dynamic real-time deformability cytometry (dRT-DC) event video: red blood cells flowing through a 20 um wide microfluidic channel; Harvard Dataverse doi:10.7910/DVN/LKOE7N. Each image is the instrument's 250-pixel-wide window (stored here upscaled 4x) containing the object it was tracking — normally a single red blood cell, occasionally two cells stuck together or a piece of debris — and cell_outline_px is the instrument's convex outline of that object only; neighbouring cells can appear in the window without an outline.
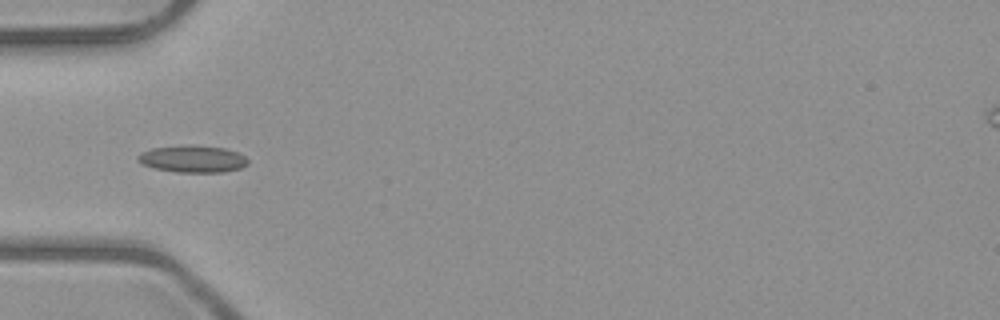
{"species": "common noctule bat (a hibernating species)", "species_latin": "Nyctalus noctula", "temperature_condition": "room temperature", "stored_images_in_passage": 4, "camera_frame_rate_fps": 3000, "um_per_image_px": 0.085, "animal": {"sex": "male", "body_mass_g": 23.1, "forearm_length_mm": 52.7}, "frame": {"image": 1, "passage_image": 4, "time_ms": 3.333, "image_size_px": [1000, 320], "cell_outline_px": [[248, 164], [240, 168], [224, 172], [176, 172], [152, 168], [136, 160], [136, 156], [140, 152], [152, 148], [192, 144], [196, 144], [224, 148], [236, 152], [244, 156], [248, 160]], "centroid_in_image_um": [16.34, 13.5], "position_along_channel_um": 68.7, "area_um2": 17.51}}